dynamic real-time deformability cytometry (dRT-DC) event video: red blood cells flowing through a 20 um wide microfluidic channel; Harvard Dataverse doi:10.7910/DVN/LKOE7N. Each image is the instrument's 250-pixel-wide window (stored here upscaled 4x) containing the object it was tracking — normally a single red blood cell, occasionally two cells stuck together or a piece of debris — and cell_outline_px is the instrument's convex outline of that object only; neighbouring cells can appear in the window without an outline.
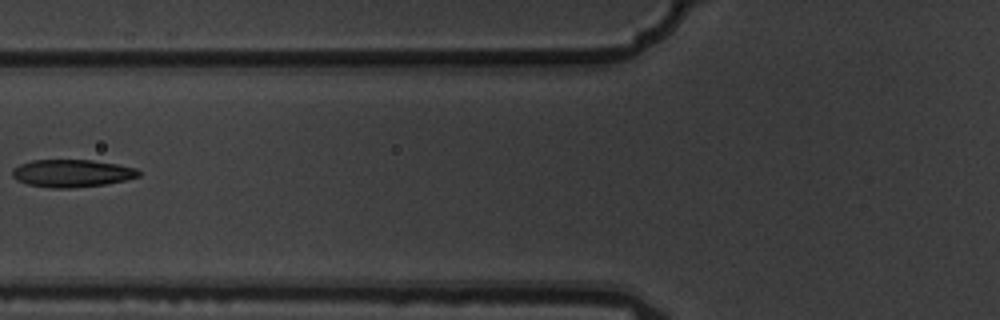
{"species": "common noctule bat (a hibernating species)", "species_latin": "Nyctalus noctula", "temperature_condition": "warm", "stored_images_in_passage": 6, "camera_frame_rate_fps": 3000, "um_per_image_px": 0.085, "animal": {"sex": "male", "body_mass_g": 19.5, "forearm_length_mm": 54.6}, "frame": {"image": 1, "passage_image": 5, "time_ms": 1.333, "image_size_px": [1000, 320], "cell_outline_px": [[140, 176], [124, 180], [104, 184], [72, 188], [48, 188], [28, 184], [16, 180], [12, 176], [12, 168], [20, 164], [32, 160], [92, 160], [116, 164], [136, 168], [140, 172]], "centroid_in_image_um": [6.07, 14.73], "position_along_channel_um": 119.7, "area_um2": 20.29}}
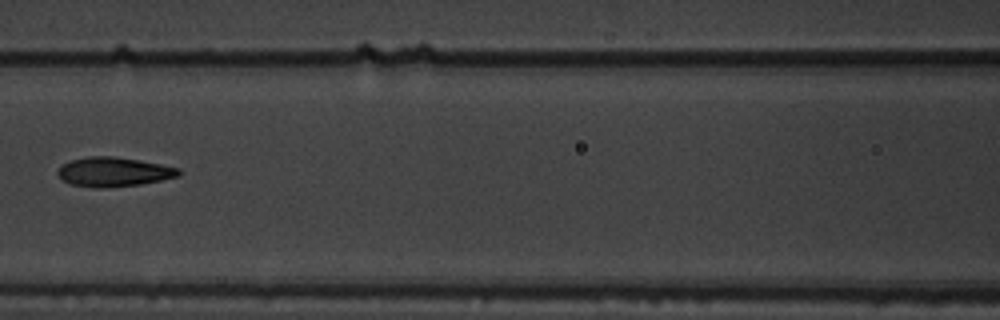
{"frame": {"image": 2, "passage_image": 6, "time_ms": 1.667, "image_size_px": [1000, 320], "cell_outline_px": [[180, 176], [140, 184], [100, 188], [72, 184], [64, 180], [56, 172], [60, 164], [72, 160], [88, 156], [112, 156], [160, 164], [180, 168]], "centroid_in_image_um": [9.65, 14.6], "position_along_channel_um": 157.0, "area_um2": 20.4}}